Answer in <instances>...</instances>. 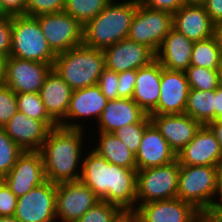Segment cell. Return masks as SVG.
<instances>
[{"label": "cell", "mask_w": 222, "mask_h": 222, "mask_svg": "<svg viewBox=\"0 0 222 222\" xmlns=\"http://www.w3.org/2000/svg\"><path fill=\"white\" fill-rule=\"evenodd\" d=\"M90 151V152H87ZM80 181L100 199L123 211L137 208V169L109 163L92 149L86 148Z\"/></svg>", "instance_id": "cell-1"}, {"label": "cell", "mask_w": 222, "mask_h": 222, "mask_svg": "<svg viewBox=\"0 0 222 222\" xmlns=\"http://www.w3.org/2000/svg\"><path fill=\"white\" fill-rule=\"evenodd\" d=\"M87 130L59 125L49 130L40 149L48 181L59 184L80 179Z\"/></svg>", "instance_id": "cell-2"}, {"label": "cell", "mask_w": 222, "mask_h": 222, "mask_svg": "<svg viewBox=\"0 0 222 222\" xmlns=\"http://www.w3.org/2000/svg\"><path fill=\"white\" fill-rule=\"evenodd\" d=\"M137 6L138 0H111L97 16L83 25L82 44L103 50L126 39Z\"/></svg>", "instance_id": "cell-3"}, {"label": "cell", "mask_w": 222, "mask_h": 222, "mask_svg": "<svg viewBox=\"0 0 222 222\" xmlns=\"http://www.w3.org/2000/svg\"><path fill=\"white\" fill-rule=\"evenodd\" d=\"M52 68L67 82L72 90L98 83L105 67L102 50L79 45L56 56Z\"/></svg>", "instance_id": "cell-4"}, {"label": "cell", "mask_w": 222, "mask_h": 222, "mask_svg": "<svg viewBox=\"0 0 222 222\" xmlns=\"http://www.w3.org/2000/svg\"><path fill=\"white\" fill-rule=\"evenodd\" d=\"M19 59L53 64L56 54L50 48L36 17L12 16L10 55Z\"/></svg>", "instance_id": "cell-5"}, {"label": "cell", "mask_w": 222, "mask_h": 222, "mask_svg": "<svg viewBox=\"0 0 222 222\" xmlns=\"http://www.w3.org/2000/svg\"><path fill=\"white\" fill-rule=\"evenodd\" d=\"M216 180V166L180 165L177 198L192 204L204 215L213 203Z\"/></svg>", "instance_id": "cell-6"}, {"label": "cell", "mask_w": 222, "mask_h": 222, "mask_svg": "<svg viewBox=\"0 0 222 222\" xmlns=\"http://www.w3.org/2000/svg\"><path fill=\"white\" fill-rule=\"evenodd\" d=\"M180 163L137 170V207L152 201L177 198Z\"/></svg>", "instance_id": "cell-7"}, {"label": "cell", "mask_w": 222, "mask_h": 222, "mask_svg": "<svg viewBox=\"0 0 222 222\" xmlns=\"http://www.w3.org/2000/svg\"><path fill=\"white\" fill-rule=\"evenodd\" d=\"M172 28V13L148 8L138 0L127 38L145 45L156 54Z\"/></svg>", "instance_id": "cell-8"}, {"label": "cell", "mask_w": 222, "mask_h": 222, "mask_svg": "<svg viewBox=\"0 0 222 222\" xmlns=\"http://www.w3.org/2000/svg\"><path fill=\"white\" fill-rule=\"evenodd\" d=\"M52 51L58 55L82 45L83 25L62 11L36 16Z\"/></svg>", "instance_id": "cell-9"}, {"label": "cell", "mask_w": 222, "mask_h": 222, "mask_svg": "<svg viewBox=\"0 0 222 222\" xmlns=\"http://www.w3.org/2000/svg\"><path fill=\"white\" fill-rule=\"evenodd\" d=\"M56 190L57 184L47 180L18 197L14 216L21 222H57Z\"/></svg>", "instance_id": "cell-10"}, {"label": "cell", "mask_w": 222, "mask_h": 222, "mask_svg": "<svg viewBox=\"0 0 222 222\" xmlns=\"http://www.w3.org/2000/svg\"><path fill=\"white\" fill-rule=\"evenodd\" d=\"M108 101L97 84L73 90L67 115L58 125L65 128L85 129L87 128L85 124L92 122L88 120H93L94 126V121H98ZM85 120L88 122L85 123Z\"/></svg>", "instance_id": "cell-11"}, {"label": "cell", "mask_w": 222, "mask_h": 222, "mask_svg": "<svg viewBox=\"0 0 222 222\" xmlns=\"http://www.w3.org/2000/svg\"><path fill=\"white\" fill-rule=\"evenodd\" d=\"M100 199L80 180L57 184V222H76Z\"/></svg>", "instance_id": "cell-12"}, {"label": "cell", "mask_w": 222, "mask_h": 222, "mask_svg": "<svg viewBox=\"0 0 222 222\" xmlns=\"http://www.w3.org/2000/svg\"><path fill=\"white\" fill-rule=\"evenodd\" d=\"M2 180L17 197L47 181L40 151H24Z\"/></svg>", "instance_id": "cell-13"}, {"label": "cell", "mask_w": 222, "mask_h": 222, "mask_svg": "<svg viewBox=\"0 0 222 222\" xmlns=\"http://www.w3.org/2000/svg\"><path fill=\"white\" fill-rule=\"evenodd\" d=\"M52 66L53 64L9 56L6 58V86L16 94L39 93Z\"/></svg>", "instance_id": "cell-14"}, {"label": "cell", "mask_w": 222, "mask_h": 222, "mask_svg": "<svg viewBox=\"0 0 222 222\" xmlns=\"http://www.w3.org/2000/svg\"><path fill=\"white\" fill-rule=\"evenodd\" d=\"M135 213L137 222H201L204 219L192 204L179 198L140 204Z\"/></svg>", "instance_id": "cell-15"}, {"label": "cell", "mask_w": 222, "mask_h": 222, "mask_svg": "<svg viewBox=\"0 0 222 222\" xmlns=\"http://www.w3.org/2000/svg\"><path fill=\"white\" fill-rule=\"evenodd\" d=\"M105 67L116 73L138 70L156 59V54L148 47L128 38L102 50Z\"/></svg>", "instance_id": "cell-16"}, {"label": "cell", "mask_w": 222, "mask_h": 222, "mask_svg": "<svg viewBox=\"0 0 222 222\" xmlns=\"http://www.w3.org/2000/svg\"><path fill=\"white\" fill-rule=\"evenodd\" d=\"M180 165L218 166L222 152L215 134L207 125H202L193 139L177 154Z\"/></svg>", "instance_id": "cell-17"}, {"label": "cell", "mask_w": 222, "mask_h": 222, "mask_svg": "<svg viewBox=\"0 0 222 222\" xmlns=\"http://www.w3.org/2000/svg\"><path fill=\"white\" fill-rule=\"evenodd\" d=\"M189 89L184 71L161 66L160 98L157 107L150 114H183Z\"/></svg>", "instance_id": "cell-18"}, {"label": "cell", "mask_w": 222, "mask_h": 222, "mask_svg": "<svg viewBox=\"0 0 222 222\" xmlns=\"http://www.w3.org/2000/svg\"><path fill=\"white\" fill-rule=\"evenodd\" d=\"M151 122L177 155L195 136L202 124L189 115L149 114Z\"/></svg>", "instance_id": "cell-19"}, {"label": "cell", "mask_w": 222, "mask_h": 222, "mask_svg": "<svg viewBox=\"0 0 222 222\" xmlns=\"http://www.w3.org/2000/svg\"><path fill=\"white\" fill-rule=\"evenodd\" d=\"M2 128L23 151H40L50 130L42 121L19 111Z\"/></svg>", "instance_id": "cell-20"}, {"label": "cell", "mask_w": 222, "mask_h": 222, "mask_svg": "<svg viewBox=\"0 0 222 222\" xmlns=\"http://www.w3.org/2000/svg\"><path fill=\"white\" fill-rule=\"evenodd\" d=\"M176 159L175 152L151 122L144 131L139 150L135 155L137 170L163 166Z\"/></svg>", "instance_id": "cell-21"}, {"label": "cell", "mask_w": 222, "mask_h": 222, "mask_svg": "<svg viewBox=\"0 0 222 222\" xmlns=\"http://www.w3.org/2000/svg\"><path fill=\"white\" fill-rule=\"evenodd\" d=\"M173 28L196 42L212 37L214 24L202 4H184L173 14Z\"/></svg>", "instance_id": "cell-22"}, {"label": "cell", "mask_w": 222, "mask_h": 222, "mask_svg": "<svg viewBox=\"0 0 222 222\" xmlns=\"http://www.w3.org/2000/svg\"><path fill=\"white\" fill-rule=\"evenodd\" d=\"M146 115L132 98H118L107 102L95 126L100 132L114 133L123 126L140 122Z\"/></svg>", "instance_id": "cell-23"}, {"label": "cell", "mask_w": 222, "mask_h": 222, "mask_svg": "<svg viewBox=\"0 0 222 222\" xmlns=\"http://www.w3.org/2000/svg\"><path fill=\"white\" fill-rule=\"evenodd\" d=\"M72 91L67 82L53 68L46 75L39 95L47 113L57 124L67 115Z\"/></svg>", "instance_id": "cell-24"}, {"label": "cell", "mask_w": 222, "mask_h": 222, "mask_svg": "<svg viewBox=\"0 0 222 222\" xmlns=\"http://www.w3.org/2000/svg\"><path fill=\"white\" fill-rule=\"evenodd\" d=\"M194 42L172 28L163 39L156 53V60L163 68L185 71L191 63Z\"/></svg>", "instance_id": "cell-25"}, {"label": "cell", "mask_w": 222, "mask_h": 222, "mask_svg": "<svg viewBox=\"0 0 222 222\" xmlns=\"http://www.w3.org/2000/svg\"><path fill=\"white\" fill-rule=\"evenodd\" d=\"M161 65L155 59L136 70L132 99L148 115L157 107L160 98Z\"/></svg>", "instance_id": "cell-26"}, {"label": "cell", "mask_w": 222, "mask_h": 222, "mask_svg": "<svg viewBox=\"0 0 222 222\" xmlns=\"http://www.w3.org/2000/svg\"><path fill=\"white\" fill-rule=\"evenodd\" d=\"M95 147L90 146L98 155L111 164L130 169H137L135 155L113 134L97 132ZM98 141V142H97ZM92 147V148H91Z\"/></svg>", "instance_id": "cell-27"}, {"label": "cell", "mask_w": 222, "mask_h": 222, "mask_svg": "<svg viewBox=\"0 0 222 222\" xmlns=\"http://www.w3.org/2000/svg\"><path fill=\"white\" fill-rule=\"evenodd\" d=\"M184 113L202 125L215 120V90L189 89Z\"/></svg>", "instance_id": "cell-28"}, {"label": "cell", "mask_w": 222, "mask_h": 222, "mask_svg": "<svg viewBox=\"0 0 222 222\" xmlns=\"http://www.w3.org/2000/svg\"><path fill=\"white\" fill-rule=\"evenodd\" d=\"M221 59L222 51L214 36L194 42L190 65L217 69Z\"/></svg>", "instance_id": "cell-29"}, {"label": "cell", "mask_w": 222, "mask_h": 222, "mask_svg": "<svg viewBox=\"0 0 222 222\" xmlns=\"http://www.w3.org/2000/svg\"><path fill=\"white\" fill-rule=\"evenodd\" d=\"M18 111L30 118L42 121L49 129L58 124L47 113L39 93L26 92L16 94Z\"/></svg>", "instance_id": "cell-30"}, {"label": "cell", "mask_w": 222, "mask_h": 222, "mask_svg": "<svg viewBox=\"0 0 222 222\" xmlns=\"http://www.w3.org/2000/svg\"><path fill=\"white\" fill-rule=\"evenodd\" d=\"M111 0H66L64 12L82 25L97 16Z\"/></svg>", "instance_id": "cell-31"}, {"label": "cell", "mask_w": 222, "mask_h": 222, "mask_svg": "<svg viewBox=\"0 0 222 222\" xmlns=\"http://www.w3.org/2000/svg\"><path fill=\"white\" fill-rule=\"evenodd\" d=\"M184 72L190 89L211 91L219 87L217 69L190 65Z\"/></svg>", "instance_id": "cell-32"}, {"label": "cell", "mask_w": 222, "mask_h": 222, "mask_svg": "<svg viewBox=\"0 0 222 222\" xmlns=\"http://www.w3.org/2000/svg\"><path fill=\"white\" fill-rule=\"evenodd\" d=\"M151 123L150 116L147 114L140 122L123 126L113 134L128 148L134 155L139 150L141 140L146 127Z\"/></svg>", "instance_id": "cell-33"}, {"label": "cell", "mask_w": 222, "mask_h": 222, "mask_svg": "<svg viewBox=\"0 0 222 222\" xmlns=\"http://www.w3.org/2000/svg\"><path fill=\"white\" fill-rule=\"evenodd\" d=\"M24 151L0 128V179H3Z\"/></svg>", "instance_id": "cell-34"}, {"label": "cell", "mask_w": 222, "mask_h": 222, "mask_svg": "<svg viewBox=\"0 0 222 222\" xmlns=\"http://www.w3.org/2000/svg\"><path fill=\"white\" fill-rule=\"evenodd\" d=\"M122 211L118 206L100 200L76 222H113Z\"/></svg>", "instance_id": "cell-35"}, {"label": "cell", "mask_w": 222, "mask_h": 222, "mask_svg": "<svg viewBox=\"0 0 222 222\" xmlns=\"http://www.w3.org/2000/svg\"><path fill=\"white\" fill-rule=\"evenodd\" d=\"M18 112L16 93L8 86L0 88V128Z\"/></svg>", "instance_id": "cell-36"}, {"label": "cell", "mask_w": 222, "mask_h": 222, "mask_svg": "<svg viewBox=\"0 0 222 222\" xmlns=\"http://www.w3.org/2000/svg\"><path fill=\"white\" fill-rule=\"evenodd\" d=\"M65 1L66 0H27L26 15L36 17L42 14L62 12Z\"/></svg>", "instance_id": "cell-37"}, {"label": "cell", "mask_w": 222, "mask_h": 222, "mask_svg": "<svg viewBox=\"0 0 222 222\" xmlns=\"http://www.w3.org/2000/svg\"><path fill=\"white\" fill-rule=\"evenodd\" d=\"M97 85L108 100H116L118 96V73L105 68L99 76Z\"/></svg>", "instance_id": "cell-38"}, {"label": "cell", "mask_w": 222, "mask_h": 222, "mask_svg": "<svg viewBox=\"0 0 222 222\" xmlns=\"http://www.w3.org/2000/svg\"><path fill=\"white\" fill-rule=\"evenodd\" d=\"M18 197L0 180V216H14Z\"/></svg>", "instance_id": "cell-39"}, {"label": "cell", "mask_w": 222, "mask_h": 222, "mask_svg": "<svg viewBox=\"0 0 222 222\" xmlns=\"http://www.w3.org/2000/svg\"><path fill=\"white\" fill-rule=\"evenodd\" d=\"M12 47V16L0 18V56L7 58Z\"/></svg>", "instance_id": "cell-40"}, {"label": "cell", "mask_w": 222, "mask_h": 222, "mask_svg": "<svg viewBox=\"0 0 222 222\" xmlns=\"http://www.w3.org/2000/svg\"><path fill=\"white\" fill-rule=\"evenodd\" d=\"M136 70H127L118 73V96L119 98L131 99L134 93Z\"/></svg>", "instance_id": "cell-41"}, {"label": "cell", "mask_w": 222, "mask_h": 222, "mask_svg": "<svg viewBox=\"0 0 222 222\" xmlns=\"http://www.w3.org/2000/svg\"><path fill=\"white\" fill-rule=\"evenodd\" d=\"M148 8L163 10L174 14L185 3L183 0H140Z\"/></svg>", "instance_id": "cell-42"}, {"label": "cell", "mask_w": 222, "mask_h": 222, "mask_svg": "<svg viewBox=\"0 0 222 222\" xmlns=\"http://www.w3.org/2000/svg\"><path fill=\"white\" fill-rule=\"evenodd\" d=\"M0 2L8 15H26L27 0H0Z\"/></svg>", "instance_id": "cell-43"}, {"label": "cell", "mask_w": 222, "mask_h": 222, "mask_svg": "<svg viewBox=\"0 0 222 222\" xmlns=\"http://www.w3.org/2000/svg\"><path fill=\"white\" fill-rule=\"evenodd\" d=\"M202 5L213 24L222 21V0H205Z\"/></svg>", "instance_id": "cell-44"}, {"label": "cell", "mask_w": 222, "mask_h": 222, "mask_svg": "<svg viewBox=\"0 0 222 222\" xmlns=\"http://www.w3.org/2000/svg\"><path fill=\"white\" fill-rule=\"evenodd\" d=\"M211 206H222V162L217 166L216 190Z\"/></svg>", "instance_id": "cell-45"}, {"label": "cell", "mask_w": 222, "mask_h": 222, "mask_svg": "<svg viewBox=\"0 0 222 222\" xmlns=\"http://www.w3.org/2000/svg\"><path fill=\"white\" fill-rule=\"evenodd\" d=\"M206 222H222V206H211L204 214Z\"/></svg>", "instance_id": "cell-46"}, {"label": "cell", "mask_w": 222, "mask_h": 222, "mask_svg": "<svg viewBox=\"0 0 222 222\" xmlns=\"http://www.w3.org/2000/svg\"><path fill=\"white\" fill-rule=\"evenodd\" d=\"M207 126L215 134V137L219 142L220 149L222 152V119H216V120L210 121L207 124Z\"/></svg>", "instance_id": "cell-47"}, {"label": "cell", "mask_w": 222, "mask_h": 222, "mask_svg": "<svg viewBox=\"0 0 222 222\" xmlns=\"http://www.w3.org/2000/svg\"><path fill=\"white\" fill-rule=\"evenodd\" d=\"M222 119V86L215 90V120Z\"/></svg>", "instance_id": "cell-48"}, {"label": "cell", "mask_w": 222, "mask_h": 222, "mask_svg": "<svg viewBox=\"0 0 222 222\" xmlns=\"http://www.w3.org/2000/svg\"><path fill=\"white\" fill-rule=\"evenodd\" d=\"M113 222H137L135 211H122Z\"/></svg>", "instance_id": "cell-49"}, {"label": "cell", "mask_w": 222, "mask_h": 222, "mask_svg": "<svg viewBox=\"0 0 222 222\" xmlns=\"http://www.w3.org/2000/svg\"><path fill=\"white\" fill-rule=\"evenodd\" d=\"M213 36L222 51V21L214 24Z\"/></svg>", "instance_id": "cell-50"}, {"label": "cell", "mask_w": 222, "mask_h": 222, "mask_svg": "<svg viewBox=\"0 0 222 222\" xmlns=\"http://www.w3.org/2000/svg\"><path fill=\"white\" fill-rule=\"evenodd\" d=\"M6 58L0 56V88L6 86Z\"/></svg>", "instance_id": "cell-51"}, {"label": "cell", "mask_w": 222, "mask_h": 222, "mask_svg": "<svg viewBox=\"0 0 222 222\" xmlns=\"http://www.w3.org/2000/svg\"><path fill=\"white\" fill-rule=\"evenodd\" d=\"M0 222H21L15 216H0Z\"/></svg>", "instance_id": "cell-52"}, {"label": "cell", "mask_w": 222, "mask_h": 222, "mask_svg": "<svg viewBox=\"0 0 222 222\" xmlns=\"http://www.w3.org/2000/svg\"><path fill=\"white\" fill-rule=\"evenodd\" d=\"M217 74H218L219 85L222 86V59H221L220 65L217 68Z\"/></svg>", "instance_id": "cell-53"}, {"label": "cell", "mask_w": 222, "mask_h": 222, "mask_svg": "<svg viewBox=\"0 0 222 222\" xmlns=\"http://www.w3.org/2000/svg\"><path fill=\"white\" fill-rule=\"evenodd\" d=\"M185 4H202L205 0H183Z\"/></svg>", "instance_id": "cell-54"}, {"label": "cell", "mask_w": 222, "mask_h": 222, "mask_svg": "<svg viewBox=\"0 0 222 222\" xmlns=\"http://www.w3.org/2000/svg\"><path fill=\"white\" fill-rule=\"evenodd\" d=\"M9 16L3 9L2 5H1V2H0V18L2 17H7Z\"/></svg>", "instance_id": "cell-55"}]
</instances>
